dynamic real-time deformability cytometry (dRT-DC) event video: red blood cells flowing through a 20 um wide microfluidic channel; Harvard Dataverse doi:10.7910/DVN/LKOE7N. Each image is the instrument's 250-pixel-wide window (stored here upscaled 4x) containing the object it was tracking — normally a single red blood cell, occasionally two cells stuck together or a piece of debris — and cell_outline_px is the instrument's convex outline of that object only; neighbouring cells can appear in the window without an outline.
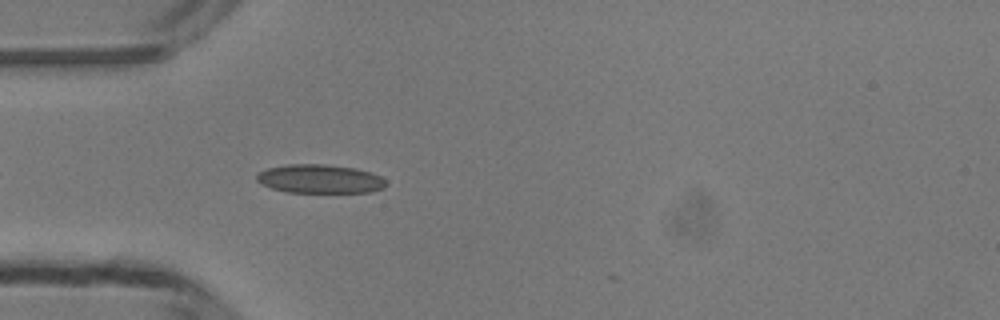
{"species": "common noctule bat (a hibernating species)", "species_latin": "Nyctalus noctula", "temperature_condition": "room temperature", "stored_images_in_passage": 33, "camera_frame_rate_fps": 3000, "um_per_image_px": 0.085, "animal": {"sex": "male", "body_mass_g": 13.3}, "frame": {"image": 1, "passage_image": 4, "time_ms": 1.0, "image_size_px": [1000, 320], "cell_outline_px": [[388, 184], [384, 188], [372, 192], [288, 192], [272, 188], [260, 184], [256, 180], [256, 176], [260, 172], [268, 168], [288, 164], [324, 164], [356, 168], [372, 172], [380, 176]], "centroid_in_image_um": [27.21, 15.2], "position_along_channel_um": 57.8, "area_um2": 21.73}}
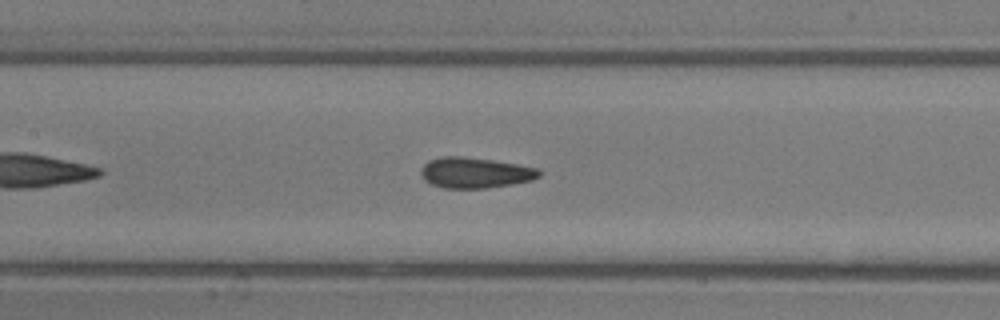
{"frame": {"image": 2, "passage_image": 12, "time_ms": 3.667, "image_size_px": [1000, 320], "cell_outline_px": [[540, 176], [532, 180], [512, 184], [484, 188], [444, 188], [432, 184], [424, 180], [420, 172], [420, 168], [428, 160], [440, 156], [464, 156], [492, 160], [516, 164], [536, 168], [540, 172]], "centroid_in_image_um": [40.33, 14.67], "position_along_channel_um": 167.1, "area_um2": 21.1}}
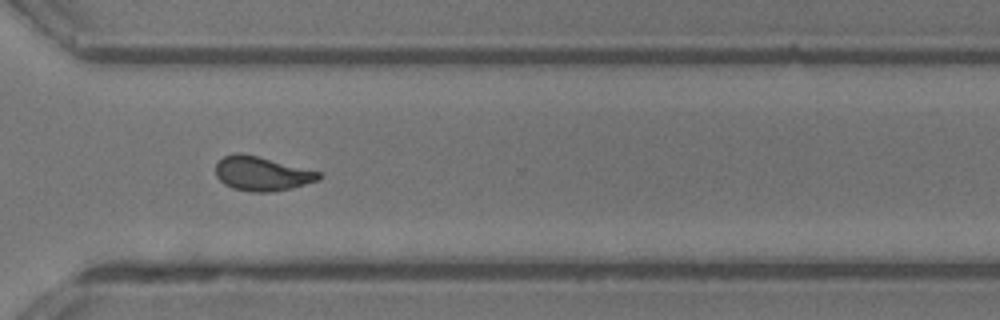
{"frame": {"image": 3, "passage_image": 25, "time_ms": 8.0, "image_size_px": [1000, 320], "cell_outline_px": [[324, 176], [320, 180], [292, 188], [272, 192], [252, 192], [232, 188], [224, 184], [216, 176], [216, 164], [224, 156], [240, 152], [320, 172]], "centroid_in_image_um": [22.27, 14.78], "position_along_channel_um": 348.3, "area_um2": 20.46}, "authors_computed_cell_mechanics": {"area_um2": 20.6924, "velocity_mm_per_s": 4.1982, "shape_relaxation_time_tau1_ms": null, "shape_relaxation_time_tau2_ms": 1.134, "deformation_change_tau1": null, "deformation_change_tau2": 0.0698}}